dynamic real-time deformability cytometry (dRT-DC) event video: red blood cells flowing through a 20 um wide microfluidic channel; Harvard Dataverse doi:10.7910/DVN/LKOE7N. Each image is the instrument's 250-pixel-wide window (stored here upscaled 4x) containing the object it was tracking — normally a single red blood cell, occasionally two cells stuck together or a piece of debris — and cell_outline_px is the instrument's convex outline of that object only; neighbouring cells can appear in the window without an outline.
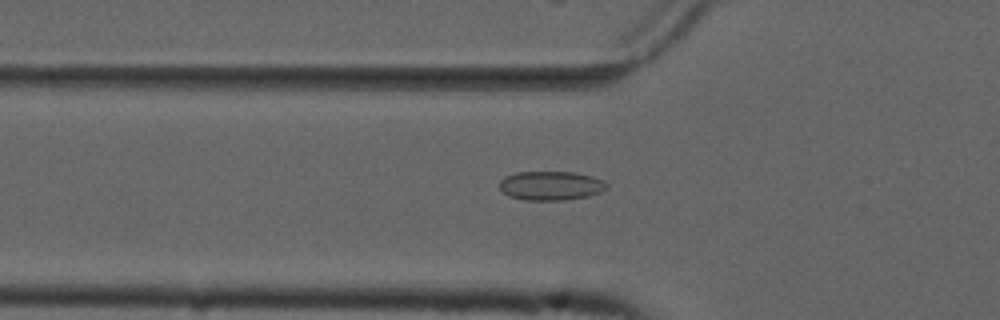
{"species": "common noctule bat (a hibernating species)", "species_latin": "Nyctalus noctula", "temperature_condition": "cold", "stored_images_in_passage": 39, "camera_frame_rate_fps": 3000, "um_per_image_px": 0.085, "animal": {"sex": "male", "forearm_length_mm": 52.5}, "frame": {"image": 1, "passage_image": 3, "time_ms": 0.667, "image_size_px": [1000, 320], "cell_outline_px": [[608, 184], [600, 192], [588, 196], [564, 200], [524, 200], [508, 196], [500, 188], [500, 180], [504, 176], [516, 172], [572, 172], [592, 176]], "centroid_in_image_um": [46.77, 15.78], "position_along_channel_um": 79.0, "area_um2": 18.03}}
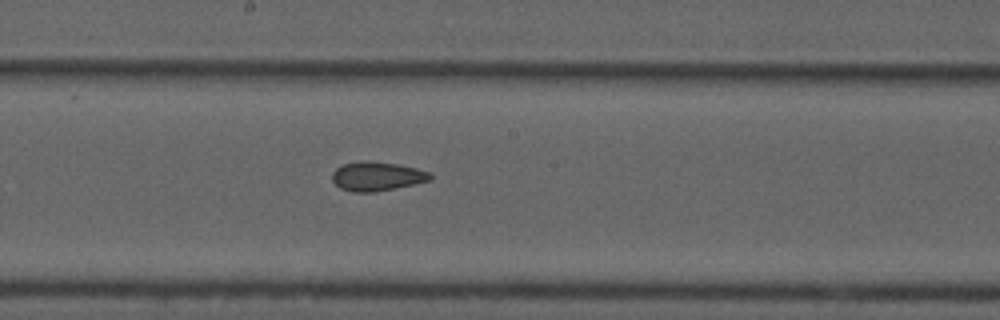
{"frame": {"image": 2, "passage_image": 14, "time_ms": 4.333, "image_size_px": [1000, 320], "cell_outline_px": [[432, 180], [372, 192], [352, 192], [340, 188], [332, 180], [332, 172], [336, 168], [344, 164], [360, 160], [368, 160], [396, 164], [416, 168], [428, 172], [432, 176]], "centroid_in_image_um": [32.0, 14.97], "position_along_channel_um": 216.2, "area_um2": 16.47}}
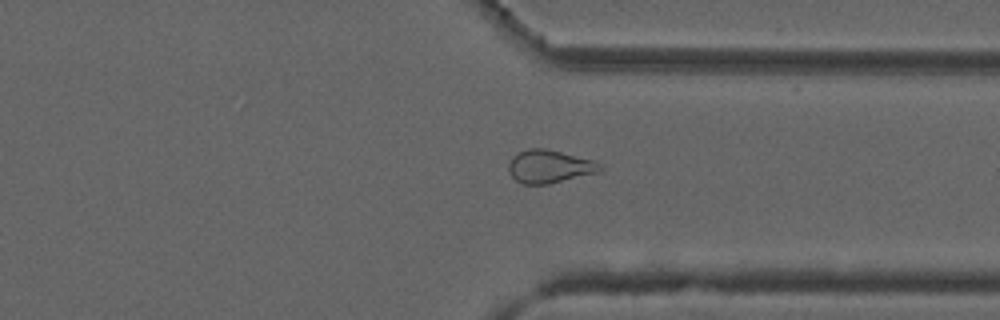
{"frame": {"image": 3, "passage_image": 26, "time_ms": 8.333, "image_size_px": [1000, 320], "cell_outline_px": [[604, 168], [596, 172], [548, 184], [520, 184], [512, 176], [508, 168], [508, 164], [512, 156], [528, 148], [544, 148], [592, 160], [604, 164]], "centroid_in_image_um": [46.68, 14.15], "position_along_channel_um": 364.7, "area_um2": 17.4}, "authors_computed_cell_mechanics": {"area_um2": 17.1666, "velocity_mm_per_s": 3.7219, "shape_relaxation_time_tau1_ms": null, "shape_relaxation_time_tau2_ms": 2.4637, "deformation_change_tau1": null, "deformation_change_tau2": 0.074}}